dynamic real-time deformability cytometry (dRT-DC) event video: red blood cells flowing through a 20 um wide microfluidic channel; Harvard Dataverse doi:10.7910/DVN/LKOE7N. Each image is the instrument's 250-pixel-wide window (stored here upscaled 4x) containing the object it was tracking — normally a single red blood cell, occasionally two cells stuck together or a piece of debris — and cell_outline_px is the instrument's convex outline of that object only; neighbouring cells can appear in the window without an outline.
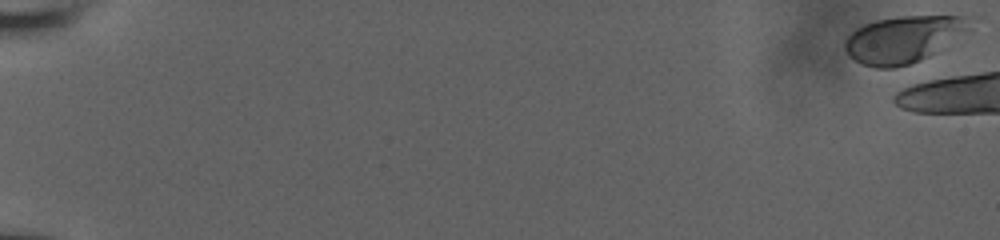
{"species": "human", "species_latin": "Homo sapiens", "temperature_condition": "room temperature", "stored_images_in_passage": 4, "camera_frame_rate_fps": 3000, "um_per_image_px": 0.085, "donor": {"sex": "male"}, "frame": {"image": 1, "passage_image": 1, "time_ms": 0.0, "image_size_px": [1000, 240], "cell_outline_px": [[964, 28], [936, 52], [920, 60], [908, 64], [892, 68], [876, 68], [864, 64], [856, 60], [844, 48], [844, 40], [856, 28], [864, 24], [876, 20], [900, 16], [964, 16]], "centroid_in_image_um": [76.61, 3.35], "position_along_channel_um": 8.4, "area_um2": 32.54}}